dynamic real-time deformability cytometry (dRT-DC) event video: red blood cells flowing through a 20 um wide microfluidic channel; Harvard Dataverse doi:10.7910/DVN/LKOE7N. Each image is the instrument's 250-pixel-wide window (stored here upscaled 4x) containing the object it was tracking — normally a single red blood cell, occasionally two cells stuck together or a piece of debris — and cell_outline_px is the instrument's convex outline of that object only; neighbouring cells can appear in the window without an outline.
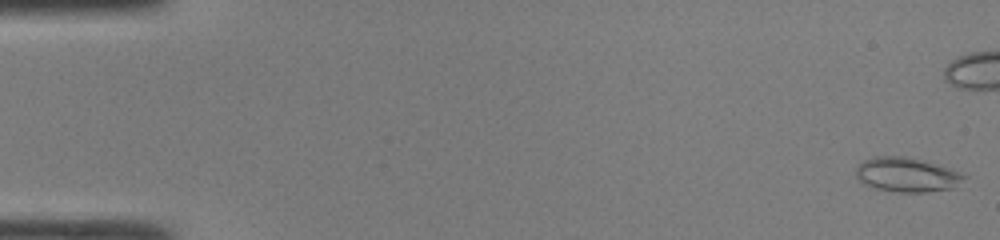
{"species": "common noctule bat (a hibernating species)", "species_latin": "Nyctalus noctula", "temperature_condition": "room temperature", "stored_images_in_passage": 39, "camera_frame_rate_fps": 3000, "um_per_image_px": 0.085, "animal": {"sex": "male", "body_mass_g": 19.0, "forearm_length_mm": 50.8}, "frame": {"image": 1, "passage_image": 1, "time_ms": 0.0, "image_size_px": [1000, 240], "cell_outline_px": [[968, 176], [952, 188], [924, 192], [900, 192], [876, 188], [864, 184], [856, 176], [856, 168], [864, 160], [876, 156], [908, 156], [924, 160]], "centroid_in_image_um": [77.04, 14.84], "position_along_channel_um": 8.0, "area_um2": 21.33}}
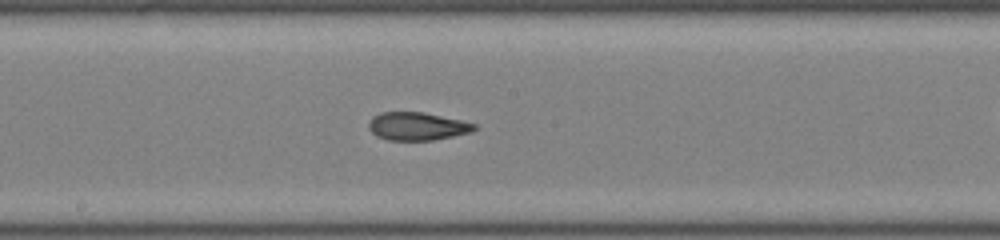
{"frame": {"image": 2, "passage_image": 26, "time_ms": 8.333, "image_size_px": [1000, 240], "cell_outline_px": [[476, 128], [472, 132], [432, 140], [388, 140], [376, 136], [368, 128], [368, 124], [372, 116], [380, 112], [424, 112], [460, 120], [476, 124]], "centroid_in_image_um": [35.43, 10.73], "position_along_channel_um": 212.8, "area_um2": 17.22}}
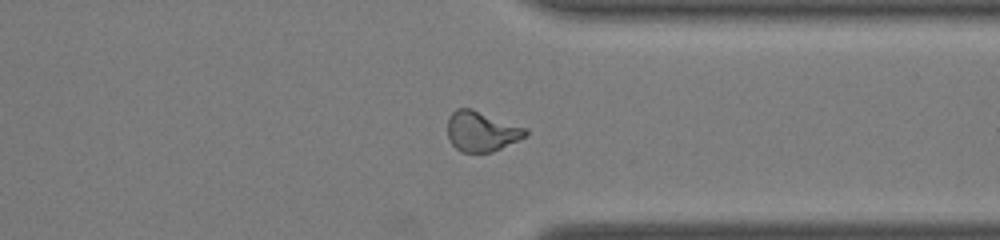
{"frame": {"image": 3, "passage_image": 37, "time_ms": 12.0, "image_size_px": [1000, 240], "cell_outline_px": [[528, 136], [492, 152], [460, 152], [452, 144], [448, 136], [448, 116], [456, 108], [472, 108], [528, 128]], "centroid_in_image_um": [40.95, 11.15], "position_along_channel_um": 370.4, "area_um2": 18.5}}